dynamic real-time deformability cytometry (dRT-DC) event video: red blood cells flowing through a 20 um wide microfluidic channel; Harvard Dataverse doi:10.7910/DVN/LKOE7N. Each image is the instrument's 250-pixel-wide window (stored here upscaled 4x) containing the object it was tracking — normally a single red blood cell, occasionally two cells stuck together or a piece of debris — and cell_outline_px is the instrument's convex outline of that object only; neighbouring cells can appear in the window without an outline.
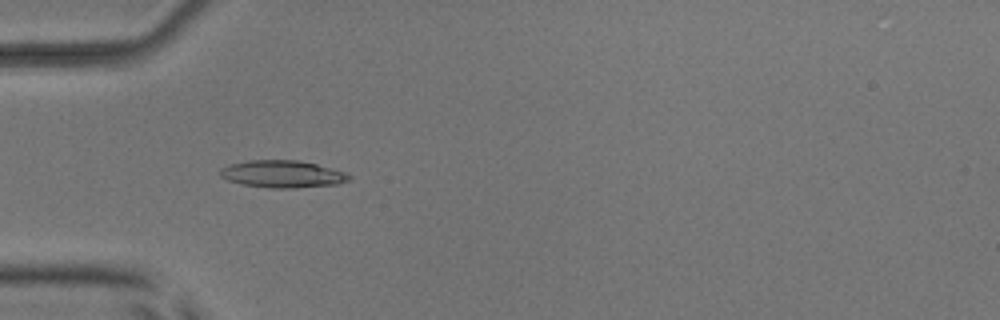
{"species": "common noctule bat (a hibernating species)", "species_latin": "Nyctalus noctula", "temperature_condition": "room temperature", "stored_images_in_passage": 5, "camera_frame_rate_fps": 3000, "um_per_image_px": 0.085, "animal": {"sex": "male", "body_mass_g": 17.9, "forearm_length_mm": 54.2}, "frame": {"image": 1, "passage_image": 5, "time_ms": 4.667, "image_size_px": [1000, 320], "cell_outline_px": [[352, 176], [348, 180], [336, 184], [292, 188], [268, 188], [244, 184], [228, 180], [220, 176], [220, 168], [232, 164], [248, 160], [300, 160], [316, 164], [344, 172]], "centroid_in_image_um": [23.99, 14.79], "position_along_channel_um": 61.0, "area_um2": 20.23}}